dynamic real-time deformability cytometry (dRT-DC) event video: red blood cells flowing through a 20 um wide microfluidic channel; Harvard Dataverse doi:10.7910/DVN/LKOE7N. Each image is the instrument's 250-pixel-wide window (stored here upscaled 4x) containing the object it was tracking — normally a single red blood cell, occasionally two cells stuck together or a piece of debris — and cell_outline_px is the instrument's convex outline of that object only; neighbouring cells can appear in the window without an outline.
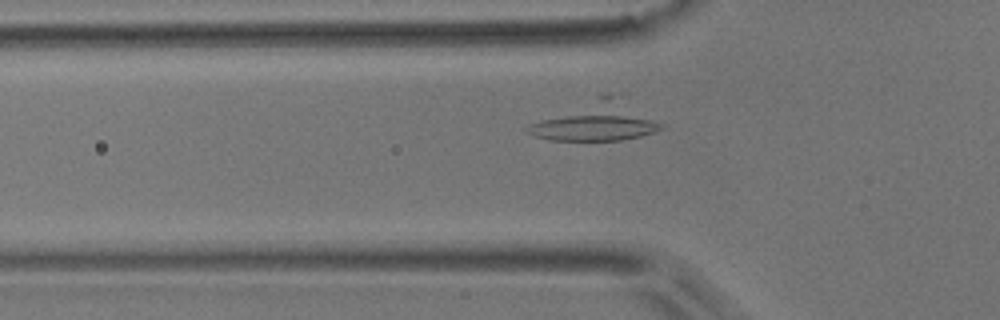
{"species": "common noctule bat (a hibernating species)", "species_latin": "Nyctalus noctula", "temperature_condition": "room temperature", "stored_images_in_passage": 27, "camera_frame_rate_fps": 3000, "um_per_image_px": 0.085, "animal": {"sex": "male", "body_mass_g": 17.9}, "frame": {"image": 1, "passage_image": 3, "time_ms": 0.667, "image_size_px": [1000, 320], "cell_outline_px": [[664, 128], [640, 136], [620, 140], [548, 140], [524, 132], [524, 128], [528, 124], [604, 92], [612, 96], [664, 124]], "centroid_in_image_um": [50.57, 10.34], "position_along_channel_um": 75.2, "area_um2": 29.54}}
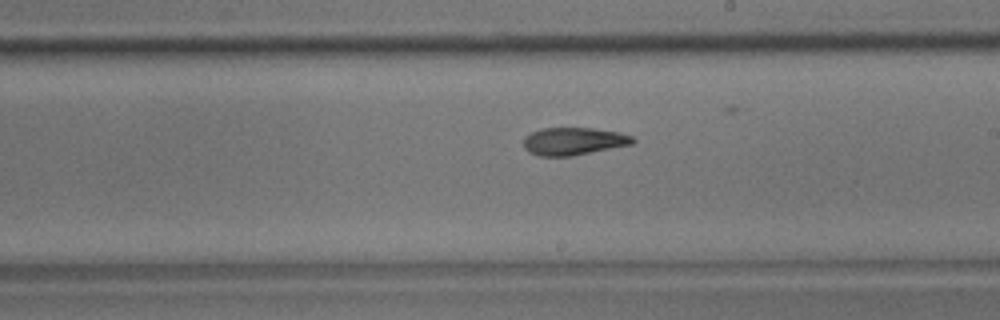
{"frame": {"image": 2, "passage_image": 16, "time_ms": 5.0, "image_size_px": [1000, 320], "cell_outline_px": [[636, 140], [632, 144], [572, 156], [536, 156], [528, 152], [524, 148], [524, 136], [540, 128], [592, 128], [620, 132], [632, 136]], "centroid_in_image_um": [48.73, 12.0], "position_along_channel_um": 240.3, "area_um2": 17.69}}
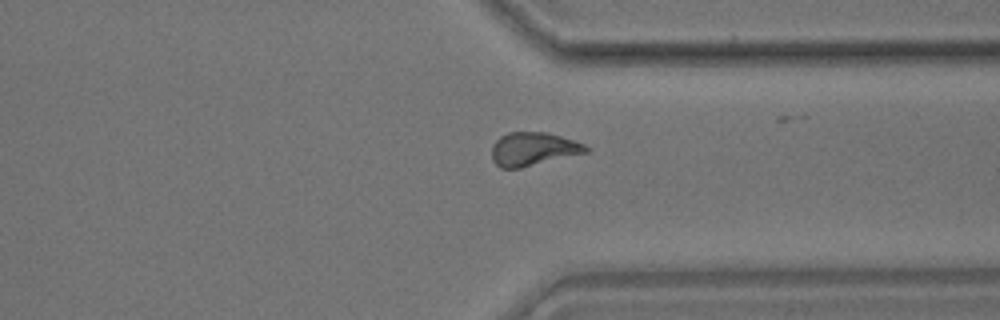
{"frame": {"image": 3, "passage_image": 26, "time_ms": 8.333, "image_size_px": [1000, 320], "cell_outline_px": [[588, 152], [520, 168], [500, 168], [492, 160], [492, 144], [500, 136], [508, 132], [548, 132], [584, 144], [588, 148]], "centroid_in_image_um": [45.28, 12.66], "position_along_channel_um": 366.1, "area_um2": 18.26}}